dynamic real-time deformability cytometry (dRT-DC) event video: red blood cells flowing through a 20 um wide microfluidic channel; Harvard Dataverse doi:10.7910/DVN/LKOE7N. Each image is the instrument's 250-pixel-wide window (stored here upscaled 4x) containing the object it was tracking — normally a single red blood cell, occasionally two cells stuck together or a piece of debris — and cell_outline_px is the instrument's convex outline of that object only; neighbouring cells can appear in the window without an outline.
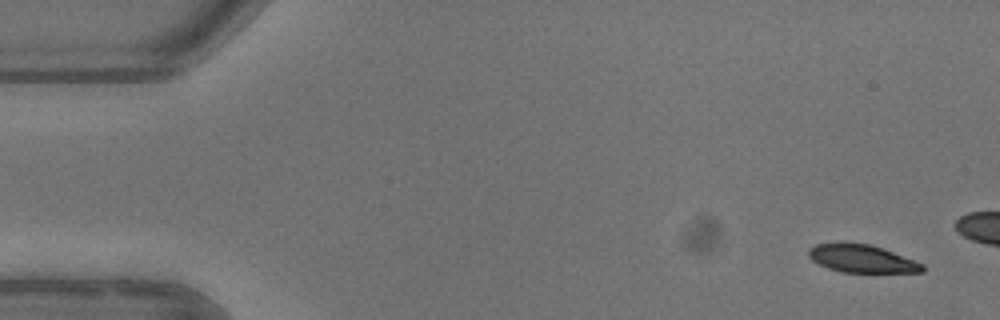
{"species": "common noctule bat (a hibernating species)", "species_latin": "Nyctalus noctula", "temperature_condition": "warm", "stored_images_in_passage": 5, "camera_frame_rate_fps": 3000, "um_per_image_px": 0.085, "animal": {"sex": "female"}, "frame": {"image": 1, "passage_image": 1, "time_ms": 0.0, "image_size_px": [1000, 320], "cell_outline_px": [[924, 272], [840, 272], [828, 268], [812, 260], [808, 256], [808, 248], [816, 244], [840, 240], [844, 240], [872, 244], [884, 248], [916, 260], [924, 264]], "centroid_in_image_um": [73.23, 21.93], "position_along_channel_um": 11.8, "area_um2": 19.19}}